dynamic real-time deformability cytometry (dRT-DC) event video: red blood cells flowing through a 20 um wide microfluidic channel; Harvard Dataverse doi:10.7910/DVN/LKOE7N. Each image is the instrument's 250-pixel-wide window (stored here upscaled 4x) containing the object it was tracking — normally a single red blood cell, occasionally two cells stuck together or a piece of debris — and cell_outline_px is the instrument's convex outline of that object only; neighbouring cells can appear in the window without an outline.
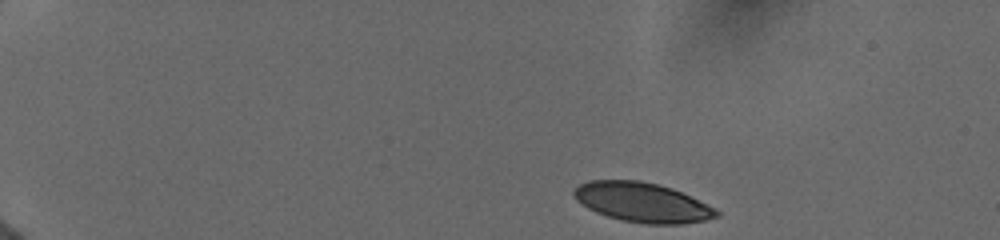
{"species": "human", "species_latin": "Homo sapiens", "temperature_condition": "cold", "stored_images_in_passage": 22, "camera_frame_rate_fps": 3000, "um_per_image_px": 0.085, "donor": {"sex": "female"}, "frame": {"image": 1, "passage_image": 1, "time_ms": 0.0, "image_size_px": [1000, 240], "cell_outline_px": [[720, 216], [704, 220], [684, 224], [648, 224], [624, 220], [608, 216], [596, 212], [588, 208], [576, 200], [572, 192], [580, 184], [588, 180], [640, 180], [672, 188], [716, 208], [720, 212]], "centroid_in_image_um": [54.61, 17.2], "position_along_channel_um": 30.4, "area_um2": 32.71}}
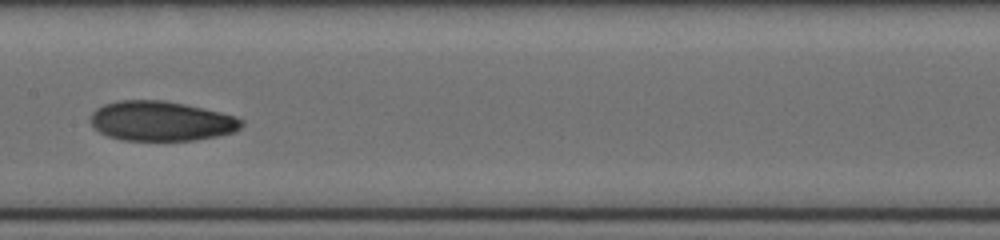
{"frame": {"image": 2, "passage_image": 12, "time_ms": 7.0, "image_size_px": [1000, 240], "cell_outline_px": [[244, 124], [236, 132], [216, 136], [192, 140], [120, 140], [108, 136], [92, 128], [88, 120], [92, 112], [96, 108], [104, 104], [120, 100], [164, 100], [184, 104], [220, 112], [236, 116], [244, 120]], "centroid_in_image_um": [13.67, 10.29], "position_along_channel_um": 193.7, "area_um2": 35.26}}
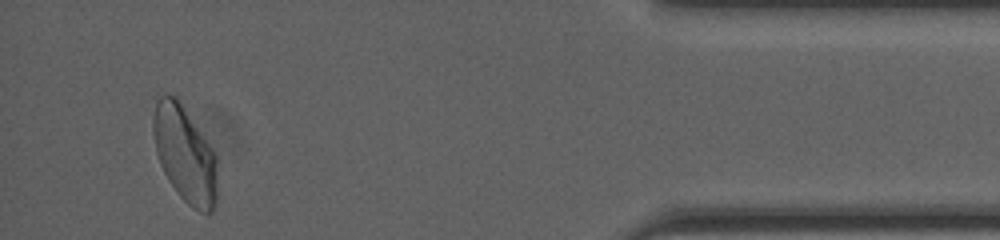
{"frame": {"image": 3, "passage_image": 22, "time_ms": 14.0, "image_size_px": [1000, 240], "cell_outline_px": [[216, 204], [212, 212], [200, 212], [192, 208], [180, 196], [168, 180], [160, 164], [156, 152], [152, 132], [152, 120], [156, 104], [160, 96], [164, 92], [176, 96], [204, 136], [212, 148], [216, 156]], "centroid_in_image_um": [15.69, 13.1], "position_along_channel_um": 419.5, "area_um2": 35.89}, "authors_computed_cell_mechanics": {"area_um2": 34.0442, "velocity_mm_per_s": 3.9026, "shape_relaxation_time_tau1_ms": 4.5932, "shape_relaxation_time_tau2_ms": 2.3773, "deformation_change_tau1": 0.1357, "deformation_change_tau2": 0.0757}}